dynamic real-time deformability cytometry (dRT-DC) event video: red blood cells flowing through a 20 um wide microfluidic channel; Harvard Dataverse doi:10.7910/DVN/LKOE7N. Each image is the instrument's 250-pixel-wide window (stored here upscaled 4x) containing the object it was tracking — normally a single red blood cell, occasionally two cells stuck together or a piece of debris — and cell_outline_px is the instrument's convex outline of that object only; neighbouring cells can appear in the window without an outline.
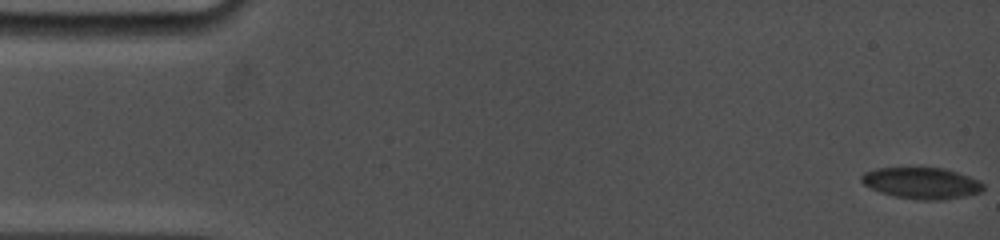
{"species": "common noctule bat (a hibernating species)", "species_latin": "Nyctalus noctula", "temperature_condition": "cold", "stored_images_in_passage": 18, "camera_frame_rate_fps": 5000, "um_per_image_px": 0.085, "animal": {"sex": "female", "body_mass_g": 19.0, "forearm_length_mm": 53.3}, "frame": {"image": 1, "passage_image": 1, "time_ms": 0.0, "image_size_px": [1000, 240], "cell_outline_px": [[984, 188], [980, 192], [964, 196], [944, 200], [916, 200], [896, 196], [880, 192], [864, 184], [860, 180], [860, 176], [864, 172], [876, 168], [944, 168], [980, 180], [984, 184]], "centroid_in_image_um": [78.34, 15.57], "position_along_channel_um": 6.7, "area_um2": 22.2}}
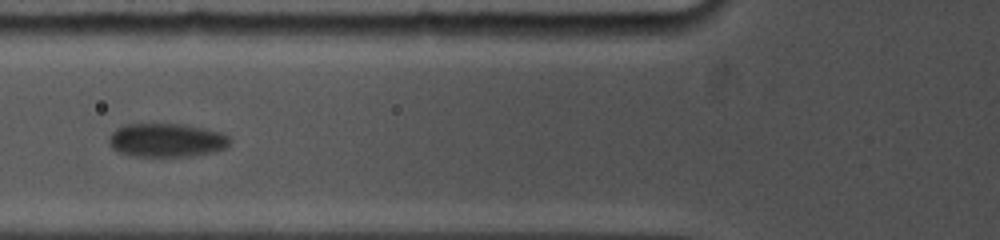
{"frame": {"image": 2, "passage_image": 16, "time_ms": 7.0, "image_size_px": [1000, 240], "cell_outline_px": [[232, 140], [224, 148], [212, 152], [192, 156], [132, 156], [116, 152], [112, 148], [108, 140], [108, 136], [116, 128], [124, 124], [184, 124], [224, 132]], "centroid_in_image_um": [14.14, 11.91], "position_along_channel_um": 111.7, "area_um2": 23.99}}
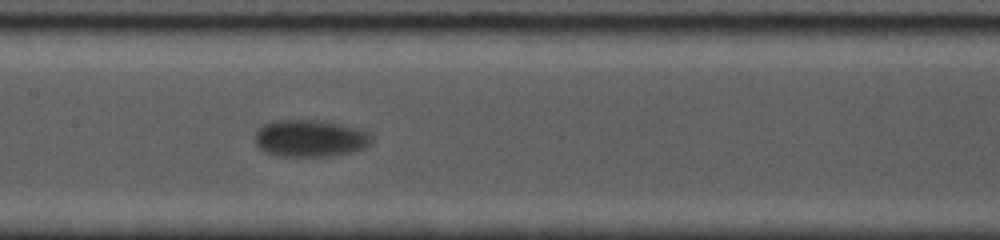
{"frame": {"image": 3, "passage_image": 18, "time_ms": 9.0, "image_size_px": [1000, 240], "cell_outline_px": [[372, 144], [364, 148], [352, 152], [332, 156], [276, 156], [260, 148], [256, 144], [256, 132], [264, 124], [272, 120], [316, 120], [340, 124], [368, 132], [372, 136]], "centroid_in_image_um": [26.38, 11.76], "position_along_channel_um": 181.0, "area_um2": 25.09}}